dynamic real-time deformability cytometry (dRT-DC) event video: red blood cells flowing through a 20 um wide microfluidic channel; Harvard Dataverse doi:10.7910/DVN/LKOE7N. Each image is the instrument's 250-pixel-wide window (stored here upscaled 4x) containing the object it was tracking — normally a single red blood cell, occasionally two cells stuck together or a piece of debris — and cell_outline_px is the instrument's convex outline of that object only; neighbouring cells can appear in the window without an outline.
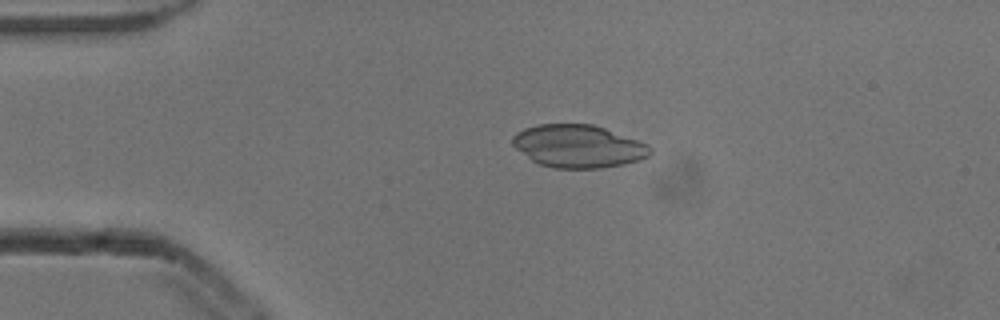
{"species": "common noctule bat (a hibernating species)", "species_latin": "Nyctalus noctula", "temperature_condition": "cold", "stored_images_in_passage": 52, "camera_frame_rate_fps": 3000, "um_per_image_px": 0.085, "animal": {"sex": "male", "body_mass_g": 13.3}, "frame": {"image": 1, "passage_image": 11, "time_ms": 3.333, "image_size_px": [1000, 320], "cell_outline_px": [[652, 152], [648, 156], [640, 160], [624, 164], [600, 168], [552, 168], [540, 164], [532, 160], [516, 148], [512, 144], [512, 136], [516, 132], [524, 128], [536, 124], [592, 124], [604, 128], [648, 144], [652, 148]], "centroid_in_image_um": [49.14, 12.43], "position_along_channel_um": 35.9, "area_um2": 34.28}}
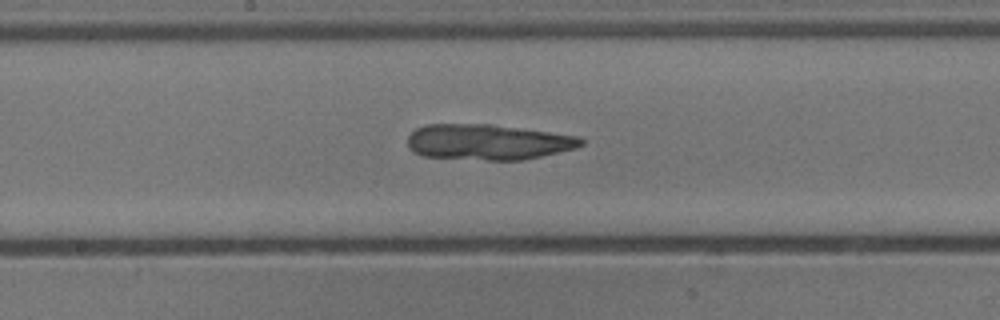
{"frame": {"image": 2, "passage_image": 27, "time_ms": 8.667, "image_size_px": [1000, 320], "cell_outline_px": [[584, 144], [576, 148], [540, 156], [520, 160], [488, 160], [424, 156], [412, 152], [408, 148], [408, 136], [416, 128], [428, 124], [488, 124], [580, 136], [584, 140]], "centroid_in_image_um": [41.46, 12.07], "position_along_channel_um": 206.7, "area_um2": 35.84}}
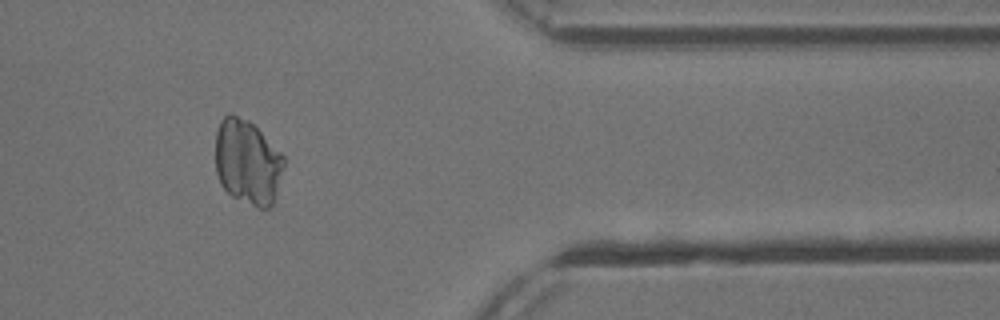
{"frame": {"image": 3, "passage_image": 43, "time_ms": 14.0, "image_size_px": [1000, 320], "cell_outline_px": [[284, 164], [272, 204], [268, 208], [256, 208], [232, 196], [220, 184], [216, 172], [216, 132], [220, 120], [228, 112], [232, 112], [248, 120], [284, 156]], "centroid_in_image_um": [21.0, 13.76], "position_along_channel_um": 390.4, "area_um2": 33.7}}